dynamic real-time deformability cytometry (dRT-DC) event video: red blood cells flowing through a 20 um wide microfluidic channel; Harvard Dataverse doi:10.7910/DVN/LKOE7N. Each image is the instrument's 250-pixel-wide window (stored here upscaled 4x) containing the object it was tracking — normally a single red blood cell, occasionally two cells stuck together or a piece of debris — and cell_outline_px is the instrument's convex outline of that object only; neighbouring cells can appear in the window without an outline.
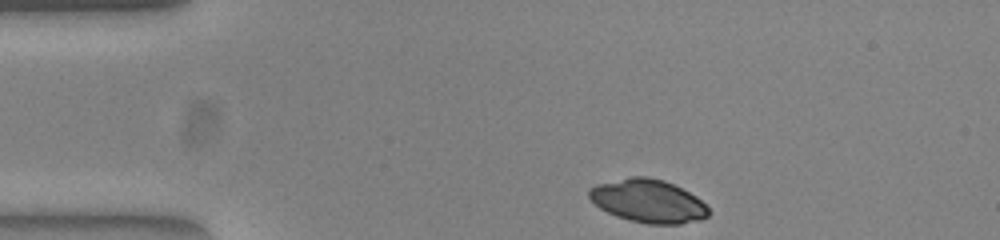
{"species": "common noctule bat (a hibernating species)", "species_latin": "Nyctalus noctula", "temperature_condition": "warm", "stored_images_in_passage": 35, "camera_frame_rate_fps": 3000, "um_per_image_px": 0.085, "animal": {"sex": "female", "body_mass_g": 23.0, "forearm_length_mm": 53.4}, "frame": {"image": 1, "passage_image": 1, "time_ms": 0.0, "image_size_px": [1000, 240], "cell_outline_px": [[712, 212], [708, 216], [700, 220], [680, 224], [648, 224], [628, 220], [616, 216], [600, 208], [588, 196], [588, 188], [596, 184], [632, 176], [648, 176], [664, 180], [696, 196]], "centroid_in_image_um": [55.09, 17.09], "position_along_channel_um": 29.9, "area_um2": 30.11}}
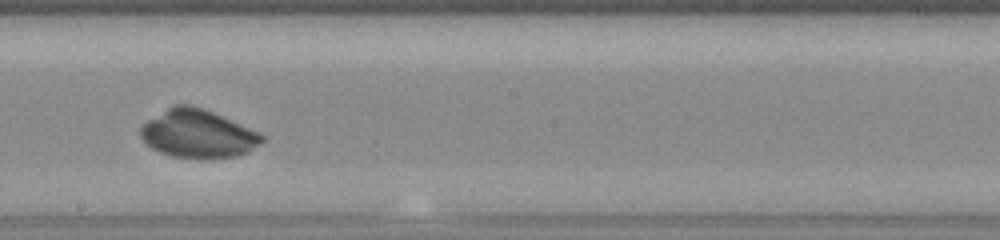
{"frame": {"image": 2, "passage_image": 21, "time_ms": 6.667, "image_size_px": [1000, 240], "cell_outline_px": [[264, 140], [260, 144], [248, 152], [236, 156], [172, 156], [160, 152], [152, 148], [140, 136], [140, 128], [148, 120], [168, 108], [176, 104], [192, 104], [204, 108], [260, 132], [264, 136]], "centroid_in_image_um": [16.84, 11.33], "position_along_channel_um": 231.4, "area_um2": 33.35}}